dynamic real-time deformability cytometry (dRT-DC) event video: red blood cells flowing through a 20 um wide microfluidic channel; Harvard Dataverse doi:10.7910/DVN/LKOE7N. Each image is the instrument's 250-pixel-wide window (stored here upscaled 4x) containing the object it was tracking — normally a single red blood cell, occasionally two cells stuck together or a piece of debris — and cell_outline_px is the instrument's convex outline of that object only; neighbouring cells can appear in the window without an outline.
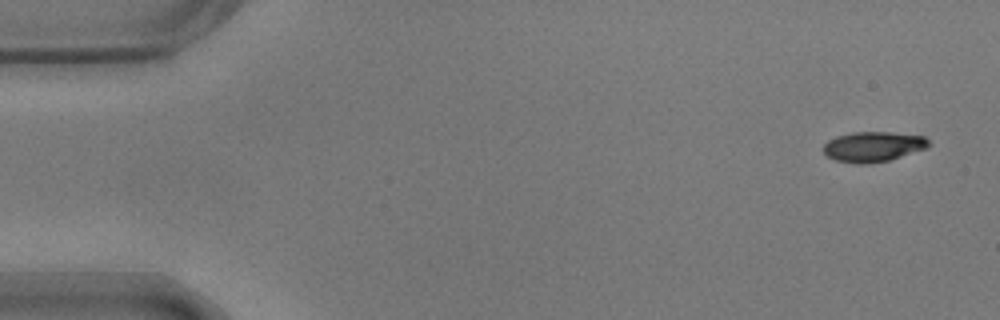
{"species": "common noctule bat (a hibernating species)", "species_latin": "Nyctalus noctula", "temperature_condition": "warm", "stored_images_in_passage": 14, "camera_frame_rate_fps": 3000, "um_per_image_px": 0.085, "animal": {"sex": "male", "body_mass_g": 17.9}, "frame": {"image": 1, "passage_image": 1, "time_ms": 0.0, "image_size_px": [1000, 320], "cell_outline_px": [[932, 144], [928, 148], [888, 160], [868, 164], [856, 164], [836, 160], [828, 156], [824, 152], [824, 144], [828, 140], [836, 136], [852, 132], [892, 132], [924, 136]], "centroid_in_image_um": [74.24, 12.46], "position_along_channel_um": 10.8, "area_um2": 18.55}}
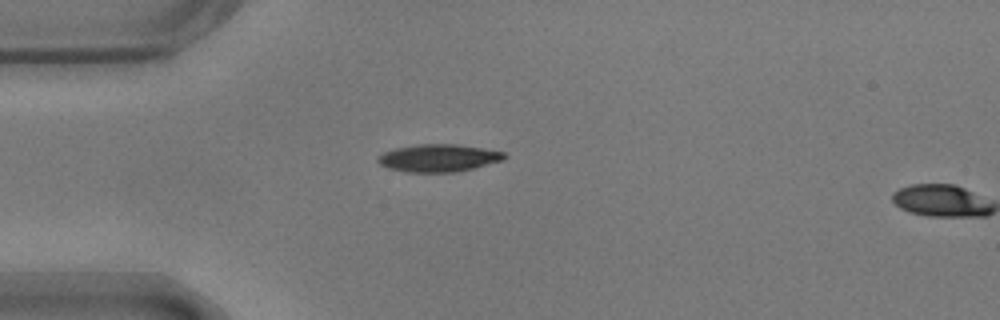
{"frame": {"image": 2, "passage_image": 13, "time_ms": 4.0, "image_size_px": [1000, 320], "cell_outline_px": [[508, 156], [504, 160], [456, 172], [408, 172], [388, 168], [380, 164], [376, 160], [384, 152], [396, 148], [420, 144], [456, 144], [504, 152]], "centroid_in_image_um": [37.28, 13.43], "position_along_channel_um": 47.7, "area_um2": 20.06}}